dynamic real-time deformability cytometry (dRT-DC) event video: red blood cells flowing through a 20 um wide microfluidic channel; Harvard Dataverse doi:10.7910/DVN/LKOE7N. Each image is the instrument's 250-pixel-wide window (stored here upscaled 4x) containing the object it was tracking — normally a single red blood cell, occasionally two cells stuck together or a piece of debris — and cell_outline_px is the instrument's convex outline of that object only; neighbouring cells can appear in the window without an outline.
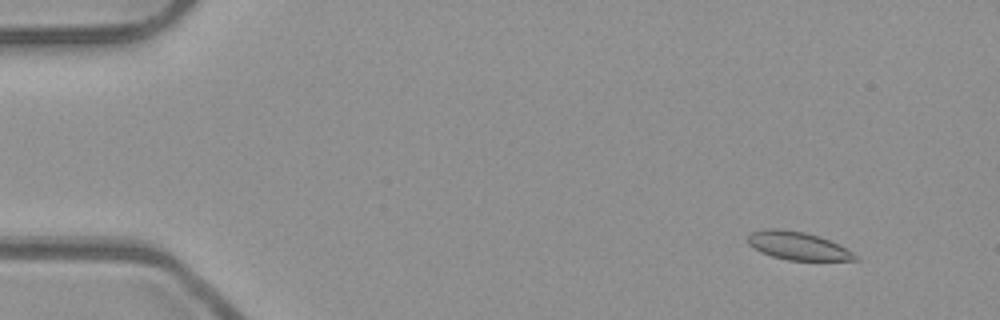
{"species": "common noctule bat (a hibernating species)", "species_latin": "Nyctalus noctula", "temperature_condition": "room temperature", "stored_images_in_passage": 33, "camera_frame_rate_fps": 3000, "um_per_image_px": 0.085, "animal": {"sex": "male", "body_mass_g": 23.1, "forearm_length_mm": 52.7}, "frame": {"image": 1, "passage_image": 6, "time_ms": 1.667, "image_size_px": [1000, 320], "cell_outline_px": [[860, 260], [788, 260], [772, 256], [760, 252], [748, 244], [748, 236], [752, 232], [764, 228], [776, 228], [804, 232], [820, 236], [860, 256]], "centroid_in_image_um": [67.79, 20.89], "position_along_channel_um": 17.2, "area_um2": 17.46}}
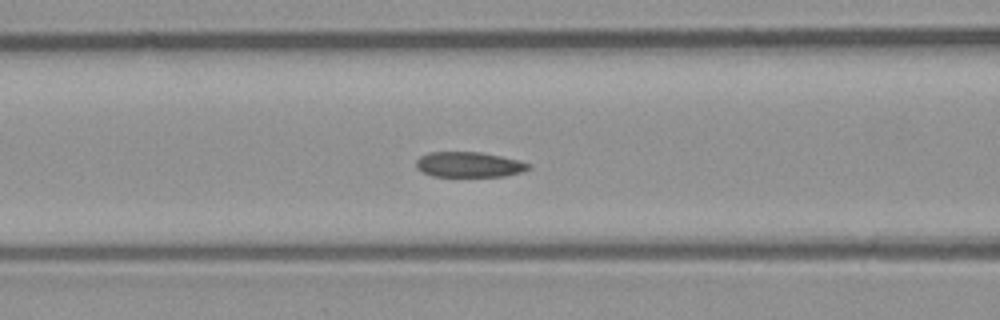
{"frame": {"image": 2, "passage_image": 23, "time_ms": 7.333, "image_size_px": [1000, 320], "cell_outline_px": [[532, 168], [524, 172], [504, 176], [432, 176], [420, 172], [416, 168], [416, 160], [420, 156], [428, 152], [480, 152], [520, 160], [532, 164]], "centroid_in_image_um": [39.88, 13.99], "position_along_channel_um": 126.7, "area_um2": 16.82}}
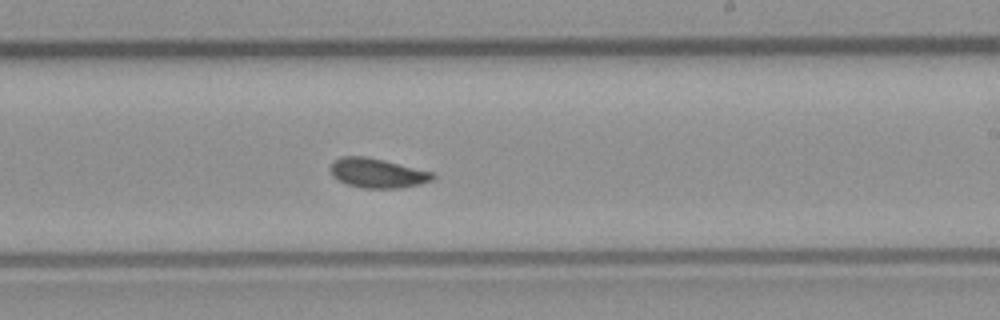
{"frame": {"image": 3, "passage_image": 33, "time_ms": 10.667, "image_size_px": [1000, 320], "cell_outline_px": [[436, 176], [432, 180], [420, 184], [400, 188], [364, 188], [348, 184], [332, 176], [332, 164], [340, 156], [364, 156], [384, 160], [432, 172]], "centroid_in_image_um": [32.11, 14.71], "position_along_channel_um": 256.9, "area_um2": 17.28}}